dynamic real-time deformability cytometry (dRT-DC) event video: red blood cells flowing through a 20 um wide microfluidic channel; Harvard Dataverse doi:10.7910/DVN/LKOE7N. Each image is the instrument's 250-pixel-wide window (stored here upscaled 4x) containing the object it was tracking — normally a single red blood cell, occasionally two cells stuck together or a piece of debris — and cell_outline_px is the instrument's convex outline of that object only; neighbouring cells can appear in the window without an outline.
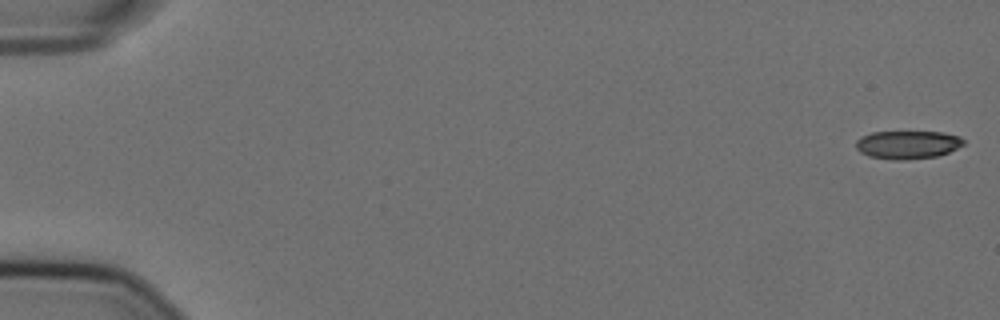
{"species": "Egyptian fruit bat (a non-hibernating species)", "species_latin": "Rousettus aegyptiacus", "temperature_condition": "cold", "stored_images_in_passage": 57, "camera_frame_rate_fps": 3000, "um_per_image_px": 0.085, "animal": {"sex": "female"}, "frame": {"image": 1, "passage_image": 1, "time_ms": 0.0, "image_size_px": [1000, 320], "cell_outline_px": [[964, 144], [948, 152], [936, 156], [908, 160], [892, 160], [868, 156], [860, 152], [856, 148], [856, 140], [860, 136], [872, 132], [944, 132], [960, 136], [964, 140]], "centroid_in_image_um": [77.12, 12.3], "position_along_channel_um": 7.9, "area_um2": 17.8}}
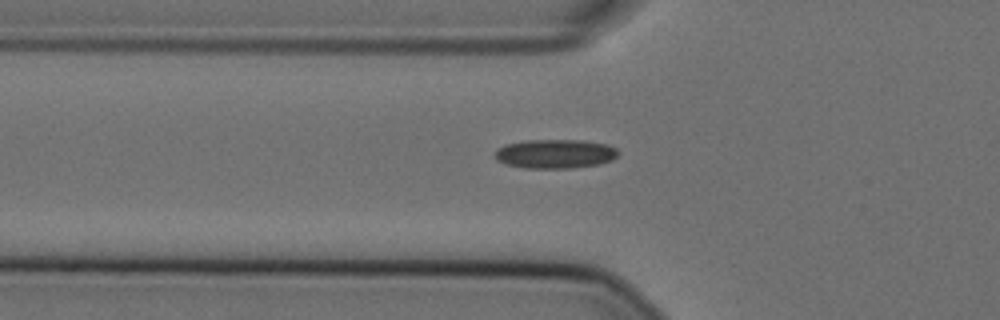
{"frame": {"image": 2, "passage_image": 20, "time_ms": 6.333, "image_size_px": [1000, 320], "cell_outline_px": [[620, 152], [612, 160], [600, 164], [572, 168], [524, 168], [504, 164], [496, 160], [496, 148], [504, 144], [524, 140], [584, 140], [608, 144], [616, 148]], "centroid_in_image_um": [47.18, 13.07], "position_along_channel_um": 78.6, "area_um2": 21.21}}
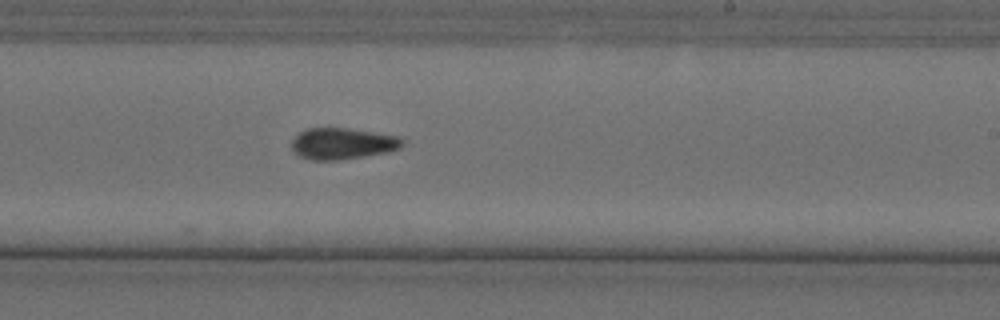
{"frame": {"image": 3, "passage_image": 35, "time_ms": 11.333, "image_size_px": [1000, 320], "cell_outline_px": [[404, 144], [400, 148], [384, 152], [364, 156], [336, 160], [312, 160], [300, 156], [292, 152], [292, 140], [300, 132], [308, 128], [348, 128], [400, 136], [404, 140]], "centroid_in_image_um": [29.11, 12.2], "position_along_channel_um": 259.9, "area_um2": 20.17}, "authors_computed_cell_mechanics": {"area_um2": 19.652, "velocity_mm_per_s": 3.6108, "shape_relaxation_time_tau1_ms": null, "shape_relaxation_time_tau2_ms": 5.3259, "deformation_change_tau1": null, "deformation_change_tau2": 0.1196}}